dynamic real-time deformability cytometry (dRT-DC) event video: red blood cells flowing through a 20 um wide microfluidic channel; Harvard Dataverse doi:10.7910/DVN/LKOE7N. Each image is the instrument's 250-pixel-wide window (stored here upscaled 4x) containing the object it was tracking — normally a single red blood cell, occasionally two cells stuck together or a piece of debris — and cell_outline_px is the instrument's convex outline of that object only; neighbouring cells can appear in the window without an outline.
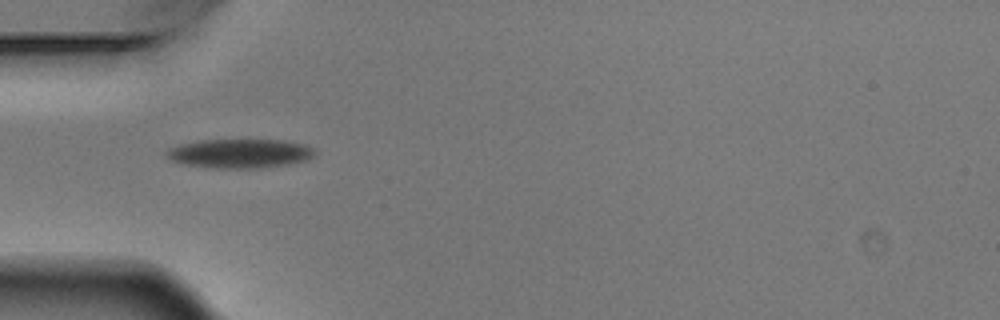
{"species": "Egyptian fruit bat (a non-hibernating species)", "species_latin": "Rousettus aegyptiacus", "temperature_condition": "warm", "stored_images_in_passage": 3, "camera_frame_rate_fps": 3000, "um_per_image_px": 0.085, "animal": {"sex": "male"}, "frame": {"image": 1, "passage_image": 1, "time_ms": 0.0, "image_size_px": [1000, 320], "cell_outline_px": [[316, 156], [308, 160], [288, 164], [260, 168], [212, 168], [184, 164], [168, 160], [164, 156], [164, 152], [168, 148], [180, 144], [200, 140], [284, 140], [304, 144], [316, 148]], "centroid_in_image_um": [20.38, 13.04], "position_along_channel_um": 64.6, "area_um2": 25.61}}
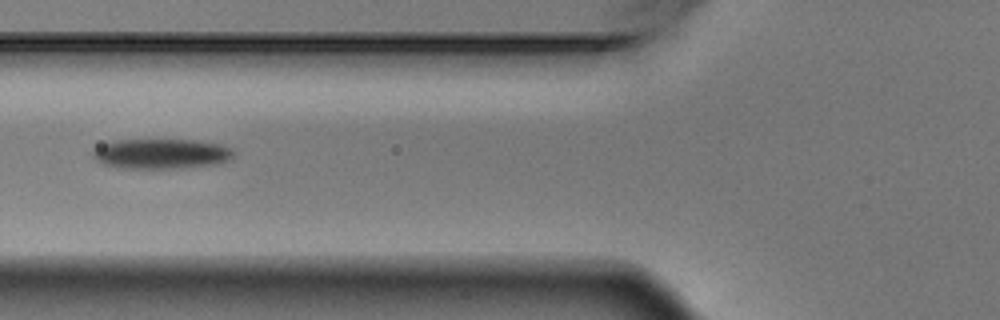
{"frame": {"image": 2, "passage_image": 2, "time_ms": 0.333, "image_size_px": [1000, 320], "cell_outline_px": [[236, 152], [228, 160], [220, 164], [184, 168], [124, 168], [104, 164], [96, 160], [92, 156], [92, 152], [96, 148], [112, 140], [192, 140], [220, 144], [232, 148]], "centroid_in_image_um": [13.75, 13.07], "position_along_channel_um": 112.1, "area_um2": 24.68}}
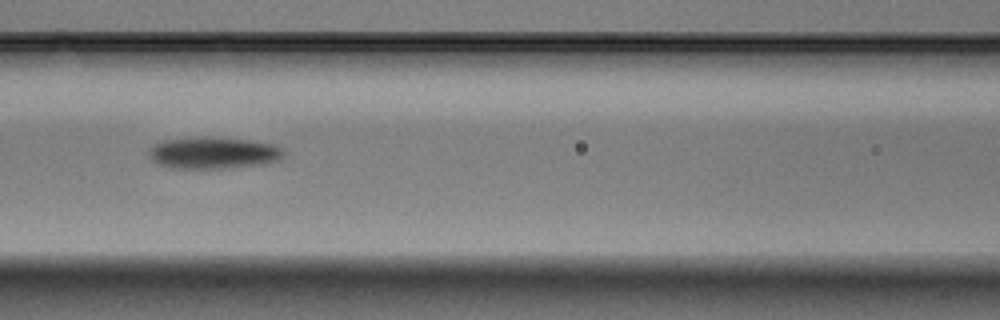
{"frame": {"image": 3, "passage_image": 3, "time_ms": 0.667, "image_size_px": [1000, 320], "cell_outline_px": [[284, 152], [276, 160], [264, 164], [220, 168], [172, 168], [160, 164], [152, 160], [148, 156], [148, 152], [156, 144], [164, 140], [248, 140], [272, 144], [280, 148]], "centroid_in_image_um": [18.12, 13.05], "position_along_channel_um": 148.5, "area_um2": 23.29}}